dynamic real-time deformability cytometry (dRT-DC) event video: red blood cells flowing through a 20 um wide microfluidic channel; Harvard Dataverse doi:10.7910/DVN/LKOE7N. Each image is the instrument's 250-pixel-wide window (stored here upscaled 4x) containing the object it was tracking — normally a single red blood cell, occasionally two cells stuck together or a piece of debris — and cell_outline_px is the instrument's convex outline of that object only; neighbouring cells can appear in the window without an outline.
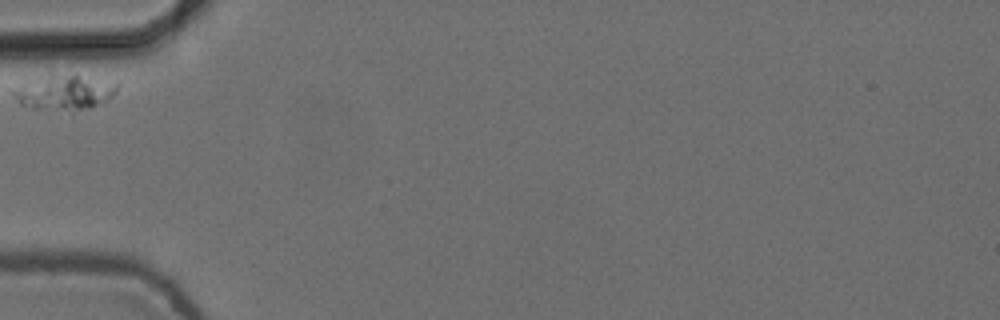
{"species": "common noctule bat (a hibernating species)", "species_latin": "Nyctalus noctula", "temperature_condition": "cold", "stored_images_in_passage": 3, "camera_frame_rate_fps": 3000, "um_per_image_px": 0.085, "animal": {"sex": "female", "body_mass_g": 24.6, "forearm_length_mm": 56.2}, "frame": {"image": 1, "passage_image": 1, "time_ms": 0.0, "image_size_px": [1000, 320], "cell_outline_px": [[120, 84], [116, 92], [108, 100], [92, 108], [72, 116], [32, 108], [20, 104], [12, 92], [48, 68], [52, 68]], "centroid_in_image_um": [5.48, 7.84], "position_along_channel_um": 79.5, "area_um2": 23.41}}
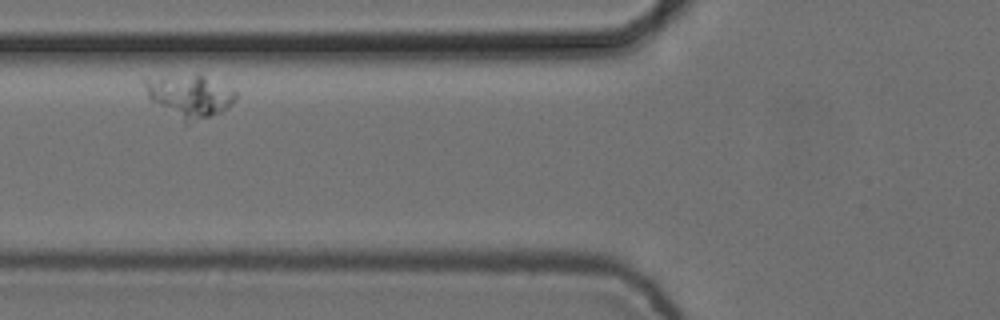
{"frame": {"image": 2, "passage_image": 2, "time_ms": 0.333, "image_size_px": [1000, 320], "cell_outline_px": [[236, 96], [232, 104], [220, 112], [188, 124], [184, 124], [152, 100], [148, 96], [144, 84], [144, 80], [196, 72], [200, 72], [236, 92]], "centroid_in_image_um": [16.13, 8.15], "position_along_channel_um": 109.7, "area_um2": 22.48}}
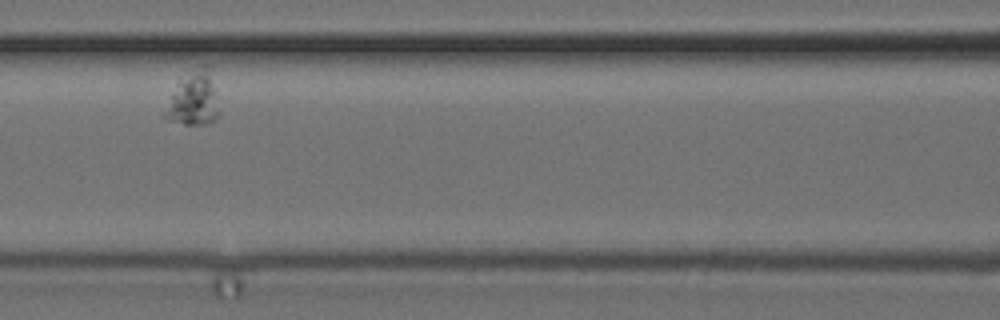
{"frame": {"image": 3, "passage_image": 3, "time_ms": 0.667, "image_size_px": [1000, 320], "cell_outline_px": [[220, 116], [216, 120], [208, 124], [184, 124], [164, 120], [164, 112], [172, 96], [180, 84], [204, 64], [212, 64], [220, 112]], "centroid_in_image_um": [16.58, 8.45], "position_along_channel_um": 150.0, "area_um2": 16.76}}